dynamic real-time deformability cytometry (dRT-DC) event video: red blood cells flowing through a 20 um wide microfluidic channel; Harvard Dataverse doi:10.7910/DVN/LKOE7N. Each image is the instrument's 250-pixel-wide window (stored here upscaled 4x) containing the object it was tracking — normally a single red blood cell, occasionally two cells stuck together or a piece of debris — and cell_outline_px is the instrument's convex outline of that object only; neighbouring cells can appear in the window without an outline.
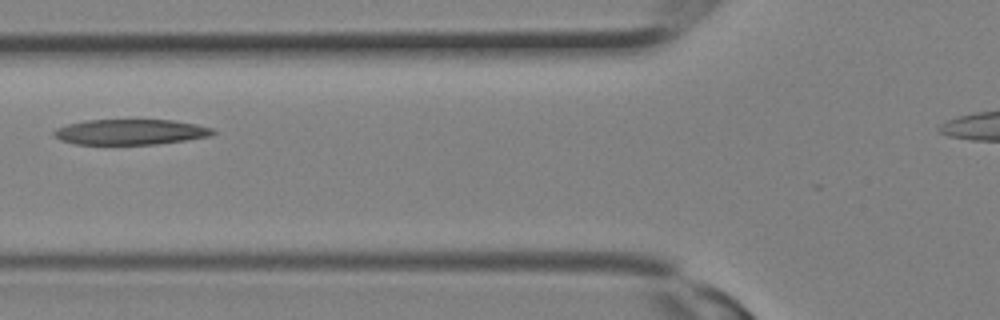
{"species": "Egyptian fruit bat (a non-hibernating species)", "species_latin": "Rousettus aegyptiacus", "temperature_condition": "room temperature", "stored_images_in_passage": 10, "camera_frame_rate_fps": 3000, "um_per_image_px": 0.085, "animal": {"sex": "female"}, "frame": {"image": 1, "passage_image": 9, "time_ms": 2.667, "image_size_px": [1000, 320], "cell_outline_px": [[216, 132], [212, 136], [188, 140], [156, 144], [76, 144], [60, 140], [52, 132], [56, 128], [68, 124], [84, 120], [172, 120], [196, 124], [212, 128]], "centroid_in_image_um": [11.11, 11.22], "position_along_channel_um": 114.7, "area_um2": 23.58}}